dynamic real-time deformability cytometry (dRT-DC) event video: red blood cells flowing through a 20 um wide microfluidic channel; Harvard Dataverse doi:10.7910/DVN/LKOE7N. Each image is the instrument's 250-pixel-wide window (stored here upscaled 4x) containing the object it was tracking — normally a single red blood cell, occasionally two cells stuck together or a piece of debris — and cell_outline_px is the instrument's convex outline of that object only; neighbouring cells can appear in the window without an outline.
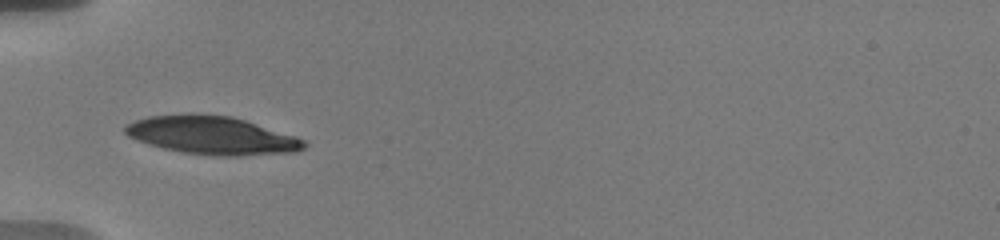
{"species": "human", "species_latin": "Homo sapiens", "temperature_condition": "warm", "stored_images_in_passage": 5, "camera_frame_rate_fps": 3000, "um_per_image_px": 0.085, "donor": {"sex": "male"}, "frame": {"image": 1, "passage_image": 1, "time_ms": 0.0, "image_size_px": [1000, 240], "cell_outline_px": [[308, 144], [304, 148], [296, 152], [236, 156], [216, 156], [184, 152], [164, 148], [128, 136], [124, 132], [124, 124], [148, 116], [192, 112], [232, 116], [296, 136], [304, 140]], "centroid_in_image_um": [18.03, 11.48], "position_along_channel_um": 67.0, "area_um2": 39.94}}
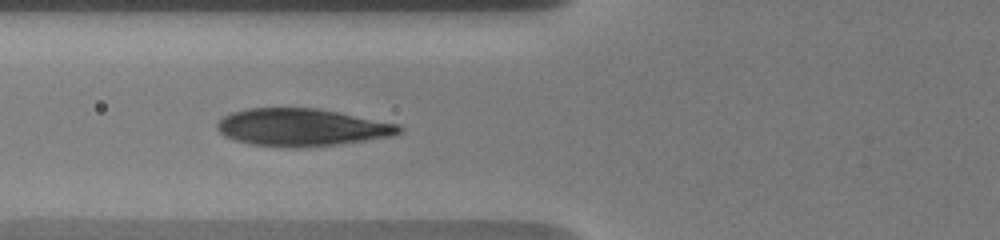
{"frame": {"image": 2, "passage_image": 4, "time_ms": 1.0, "image_size_px": [1000, 240], "cell_outline_px": [[404, 128], [400, 132], [392, 136], [336, 144], [296, 148], [288, 148], [252, 144], [236, 140], [224, 136], [216, 128], [216, 124], [224, 116], [232, 112], [248, 108], [316, 108], [400, 124]], "centroid_in_image_um": [25.64, 10.82], "position_along_channel_um": 100.2, "area_um2": 39.54}}